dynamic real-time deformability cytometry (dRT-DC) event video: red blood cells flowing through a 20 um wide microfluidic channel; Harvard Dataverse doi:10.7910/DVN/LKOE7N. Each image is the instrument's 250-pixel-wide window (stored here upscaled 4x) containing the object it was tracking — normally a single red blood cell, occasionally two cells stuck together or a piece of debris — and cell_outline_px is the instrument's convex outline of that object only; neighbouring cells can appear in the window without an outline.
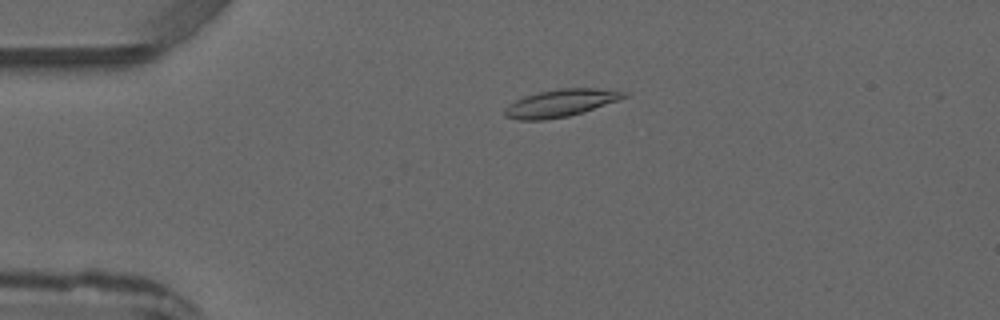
{"species": "common noctule bat (a hibernating species)", "species_latin": "Nyctalus noctula", "temperature_condition": "warm", "stored_images_in_passage": 6, "camera_frame_rate_fps": 3000, "um_per_image_px": 0.085, "animal": {"sex": "male", "forearm_length_mm": 52.5}, "frame": {"image": 1, "passage_image": 3, "time_ms": 2.333, "image_size_px": [1000, 320], "cell_outline_px": [[628, 96], [620, 100], [584, 112], [568, 116], [544, 120], [520, 120], [504, 116], [504, 108], [508, 104], [524, 96], [540, 92], [560, 88], [600, 88], [628, 92]], "centroid_in_image_um": [47.68, 8.76], "position_along_channel_um": 37.3, "area_um2": 19.19}}
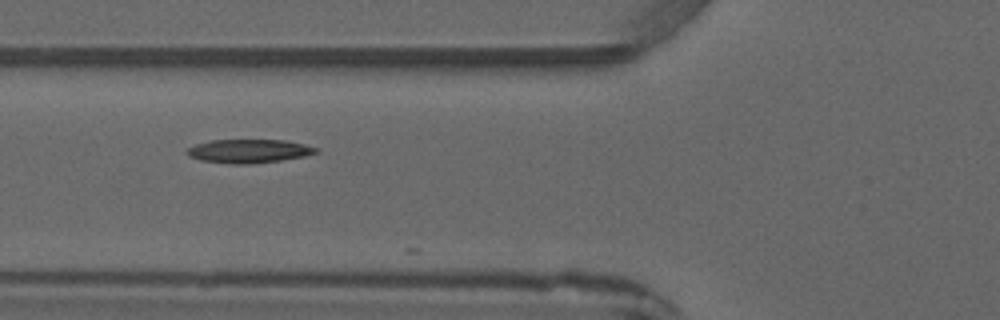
{"frame": {"image": 2, "passage_image": 5, "time_ms": 4.667, "image_size_px": [1000, 320], "cell_outline_px": [[320, 152], [304, 156], [280, 160], [248, 164], [232, 164], [200, 160], [188, 156], [184, 152], [188, 148], [196, 144], [212, 140], [284, 140], [304, 144], [316, 148]], "centroid_in_image_um": [21.12, 12.84], "position_along_channel_um": 104.7, "area_um2": 17.69}}